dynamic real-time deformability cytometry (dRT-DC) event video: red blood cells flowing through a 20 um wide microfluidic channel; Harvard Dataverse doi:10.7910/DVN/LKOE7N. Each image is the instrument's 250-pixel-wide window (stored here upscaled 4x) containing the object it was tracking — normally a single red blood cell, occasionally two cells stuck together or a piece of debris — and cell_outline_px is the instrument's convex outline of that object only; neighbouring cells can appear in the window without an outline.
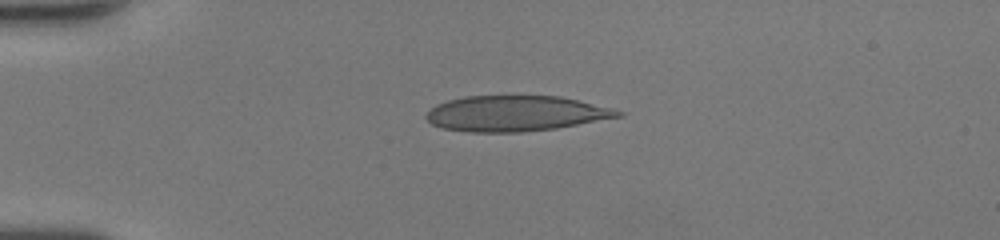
{"species": "human", "species_latin": "Homo sapiens", "temperature_condition": "room temperature", "stored_images_in_passage": 37, "camera_frame_rate_fps": 3000, "um_per_image_px": 0.085, "donor": {"sex": "female"}, "frame": {"image": 1, "passage_image": 1, "time_ms": 0.0, "image_size_px": [1000, 240], "cell_outline_px": [[624, 116], [556, 128], [524, 132], [468, 132], [444, 128], [432, 124], [424, 116], [436, 104], [448, 100], [464, 96], [560, 96], [612, 108], [624, 112]], "centroid_in_image_um": [43.83, 9.64], "position_along_channel_um": 41.2, "area_um2": 39.65}}
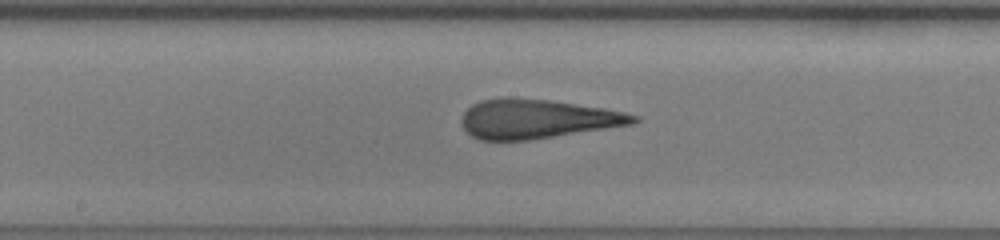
{"frame": {"image": 2, "passage_image": 15, "time_ms": 4.667, "image_size_px": [1000, 240], "cell_outline_px": [[640, 120], [636, 124], [528, 140], [480, 140], [472, 136], [460, 124], [460, 120], [464, 112], [472, 104], [480, 100], [508, 96], [548, 100], [604, 108], [624, 112], [640, 116]], "centroid_in_image_um": [45.66, 10.1], "position_along_channel_um": 202.5, "area_um2": 39.54}}
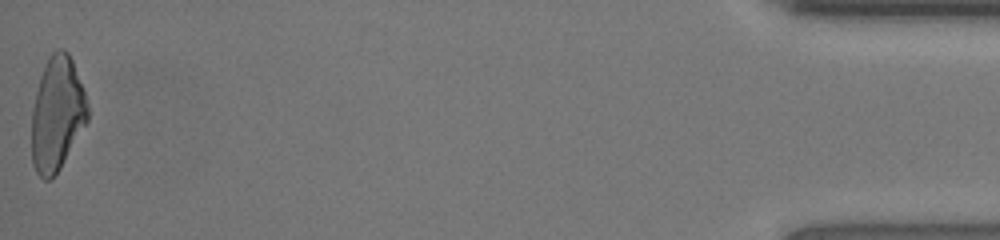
{"frame": {"image": 3, "passage_image": 37, "time_ms": 12.0, "image_size_px": [1000, 240], "cell_outline_px": [[88, 120], [60, 168], [48, 180], [44, 180], [36, 172], [32, 164], [32, 108], [40, 76], [52, 52], [56, 48], [64, 48], [68, 52], [72, 60], [84, 88], [88, 104]], "centroid_in_image_um": [4.86, 9.66], "position_along_channel_um": 430.3, "area_um2": 37.11}, "authors_computed_cell_mechanics": {"area_um2": 39.5352, "velocity_mm_per_s": 4.357, "shape_relaxation_time_tau1_ms": 8.811, "shape_relaxation_time_tau2_ms": 0.9962, "deformation_change_tau1": 0.2991, "deformation_change_tau2": 0.1118}}